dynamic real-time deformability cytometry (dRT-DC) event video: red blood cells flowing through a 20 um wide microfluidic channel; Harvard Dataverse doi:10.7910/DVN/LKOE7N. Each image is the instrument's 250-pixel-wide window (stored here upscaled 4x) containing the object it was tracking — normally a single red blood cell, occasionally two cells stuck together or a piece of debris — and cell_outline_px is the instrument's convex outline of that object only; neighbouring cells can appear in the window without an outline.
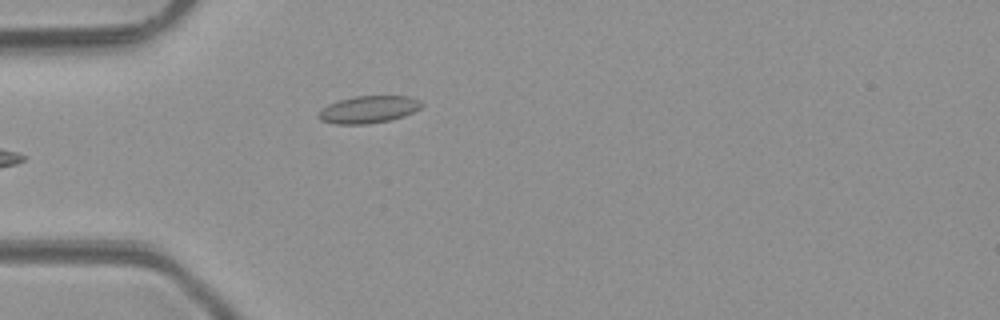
{"species": "common noctule bat (a hibernating species)", "species_latin": "Nyctalus noctula", "temperature_condition": "room temperature", "stored_images_in_passage": 3, "camera_frame_rate_fps": 3000, "um_per_image_px": 0.085, "animal": {"sex": "male", "body_mass_g": 23.1, "forearm_length_mm": 52.7}, "frame": {"image": 1, "passage_image": 3, "time_ms": 2.333, "image_size_px": [1000, 320], "cell_outline_px": [[424, 104], [420, 108], [404, 116], [388, 120], [364, 124], [336, 124], [320, 120], [316, 116], [316, 112], [320, 108], [328, 104], [352, 96], [412, 96], [420, 100]], "centroid_in_image_um": [31.28, 9.29], "position_along_channel_um": 53.7, "area_um2": 16.53}}